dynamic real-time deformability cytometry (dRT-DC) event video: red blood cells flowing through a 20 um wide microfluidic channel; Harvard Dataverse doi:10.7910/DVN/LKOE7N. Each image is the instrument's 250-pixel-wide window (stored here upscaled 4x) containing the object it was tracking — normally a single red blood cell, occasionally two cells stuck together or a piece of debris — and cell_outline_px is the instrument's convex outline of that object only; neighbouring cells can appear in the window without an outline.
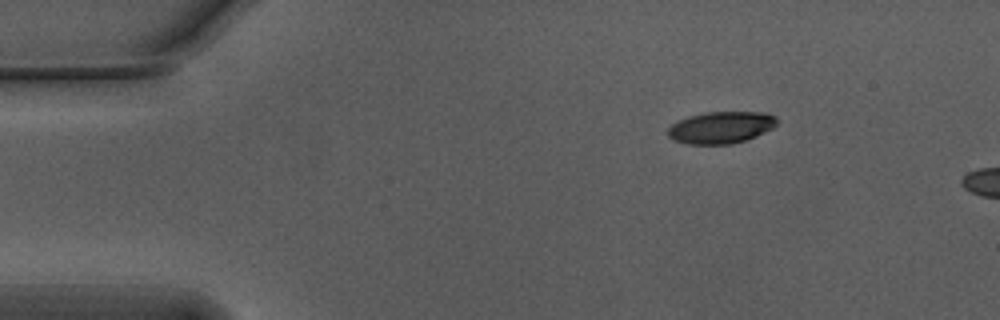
{"species": "Egyptian fruit bat (a non-hibernating species)", "species_latin": "Rousettus aegyptiacus", "temperature_condition": "warm", "stored_images_in_passage": 46, "camera_frame_rate_fps": 3000, "um_per_image_px": 0.085, "animal": {"sex": "male"}, "frame": {"image": 1, "passage_image": 1, "time_ms": 0.0, "image_size_px": [1000, 320], "cell_outline_px": [[780, 120], [772, 128], [756, 136], [732, 144], [688, 144], [672, 140], [668, 136], [668, 128], [672, 124], [688, 116], [704, 112], [764, 112], [776, 116]], "centroid_in_image_um": [61.29, 10.83], "position_along_channel_um": 23.7, "area_um2": 20.35}}
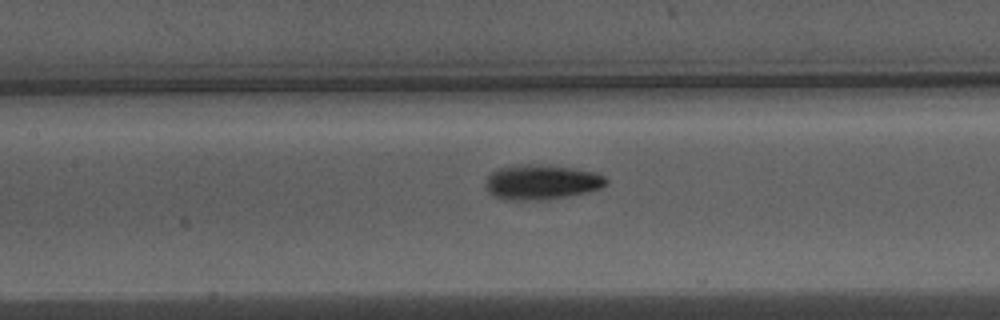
{"frame": {"image": 2, "passage_image": 18, "time_ms": 5.667, "image_size_px": [1000, 320], "cell_outline_px": [[608, 184], [600, 188], [588, 192], [540, 200], [508, 200], [496, 196], [488, 192], [484, 184], [488, 176], [496, 168], [524, 164], [532, 164], [572, 168], [596, 172], [604, 176], [608, 180]], "centroid_in_image_um": [46.02, 15.47], "position_along_channel_um": 161.4, "area_um2": 24.39}}
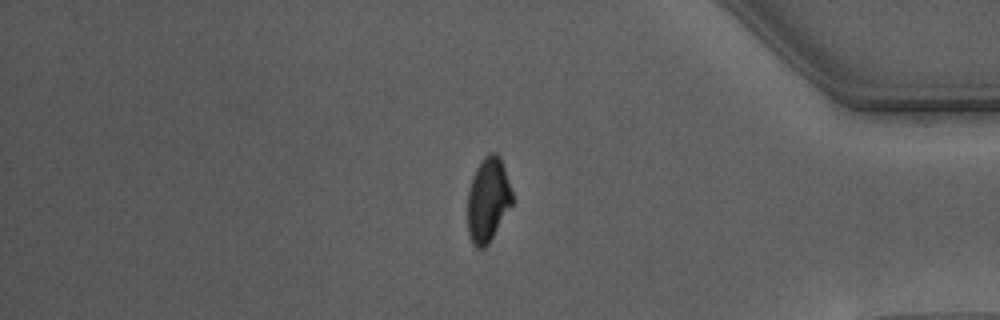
{"frame": {"image": 3, "passage_image": 39, "time_ms": 12.667, "image_size_px": [1000, 320], "cell_outline_px": [[512, 204], [488, 244], [484, 248], [476, 248], [472, 244], [468, 232], [468, 192], [472, 176], [480, 160], [484, 156], [492, 152], [496, 152], [500, 156], [512, 192]], "centroid_in_image_um": [41.46, 16.97], "position_along_channel_um": 393.7, "area_um2": 21.85}, "authors_computed_cell_mechanics": {"area_um2": 22.4842, "velocity_mm_per_s": 3.7468, "shape_relaxation_time_tau1_ms": 3.2582, "shape_relaxation_time_tau2_ms": 2.2981, "deformation_change_tau1": 0.1601, "deformation_change_tau2": 0.0682}}